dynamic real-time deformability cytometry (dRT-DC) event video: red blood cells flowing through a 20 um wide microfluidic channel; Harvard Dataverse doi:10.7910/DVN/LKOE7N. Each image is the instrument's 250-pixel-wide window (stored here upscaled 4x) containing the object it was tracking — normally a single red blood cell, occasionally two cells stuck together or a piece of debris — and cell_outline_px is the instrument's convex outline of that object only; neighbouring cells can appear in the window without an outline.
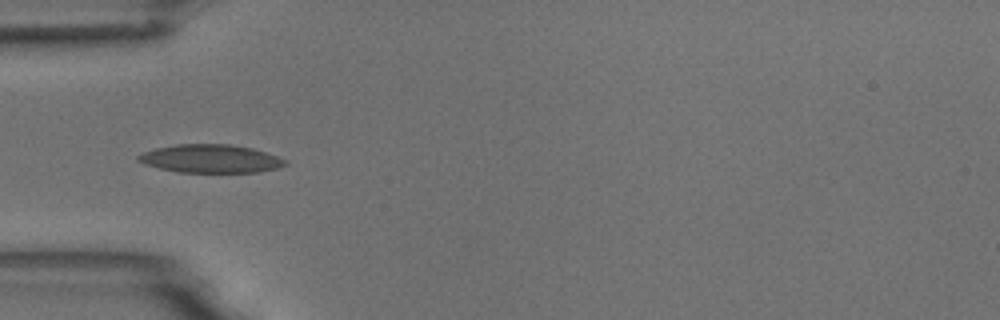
{"species": "common noctule bat (a hibernating species)", "species_latin": "Nyctalus noctula", "temperature_condition": "room temperature", "stored_images_in_passage": 6, "camera_frame_rate_fps": 3000, "um_per_image_px": 0.085, "animal": {"sex": "male", "body_mass_g": 18.8}, "frame": {"image": 1, "passage_image": 4, "time_ms": 4.333, "image_size_px": [1000, 320], "cell_outline_px": [[288, 164], [276, 168], [260, 172], [176, 172], [144, 164], [136, 160], [136, 156], [144, 152], [156, 148], [176, 144], [228, 144], [252, 148], [288, 160]], "centroid_in_image_um": [17.89, 13.49], "position_along_channel_um": 67.1, "area_um2": 24.16}}